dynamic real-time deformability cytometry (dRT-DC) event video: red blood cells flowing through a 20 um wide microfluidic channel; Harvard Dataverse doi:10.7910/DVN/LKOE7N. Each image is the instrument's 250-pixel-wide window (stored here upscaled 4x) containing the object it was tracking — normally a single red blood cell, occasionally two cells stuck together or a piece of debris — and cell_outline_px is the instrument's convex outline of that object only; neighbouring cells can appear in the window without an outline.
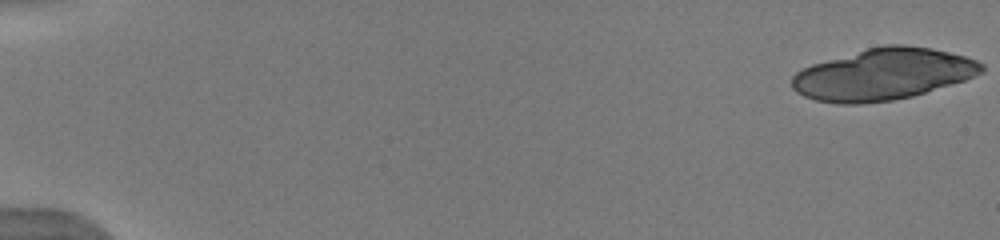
{"species": "human", "species_latin": "Homo sapiens", "temperature_condition": "warm", "stored_images_in_passage": 20, "camera_frame_rate_fps": 3000, "um_per_image_px": 0.085, "donor": {"sex": "male"}, "frame": {"image": 1, "passage_image": 1, "time_ms": 0.0, "image_size_px": [1000, 240], "cell_outline_px": [[984, 72], [964, 80], [912, 96], [892, 100], [860, 104], [840, 104], [816, 100], [804, 96], [796, 92], [792, 88], [792, 76], [800, 68], [812, 64], [868, 48], [884, 44], [904, 44], [932, 48], [964, 56], [976, 60], [984, 64]], "centroid_in_image_um": [75.05, 6.31], "position_along_channel_um": 9.9, "area_um2": 56.88}}